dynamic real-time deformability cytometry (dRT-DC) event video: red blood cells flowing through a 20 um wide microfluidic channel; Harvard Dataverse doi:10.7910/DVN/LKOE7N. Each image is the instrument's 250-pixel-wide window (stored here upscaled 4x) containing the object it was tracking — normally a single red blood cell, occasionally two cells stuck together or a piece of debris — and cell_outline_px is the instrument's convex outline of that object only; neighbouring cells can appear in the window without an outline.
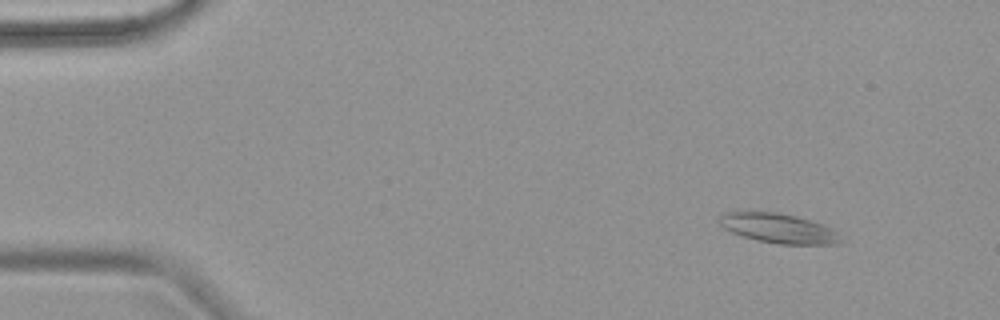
{"species": "common noctule bat (a hibernating species)", "species_latin": "Nyctalus noctula", "temperature_condition": "warm", "stored_images_in_passage": 8, "camera_frame_rate_fps": 3000, "um_per_image_px": 0.085, "animal": {"sex": "female", "body_mass_g": 18.4}, "frame": {"image": 1, "passage_image": 1, "time_ms": 0.0, "image_size_px": [1000, 320], "cell_outline_px": [[840, 240], [836, 244], [780, 244], [756, 240], [732, 232], [724, 228], [720, 224], [720, 216], [724, 212], [776, 212], [796, 216], [832, 228], [836, 232]], "centroid_in_image_um": [66.14, 19.4], "position_along_channel_um": 18.9, "area_um2": 20.46}}
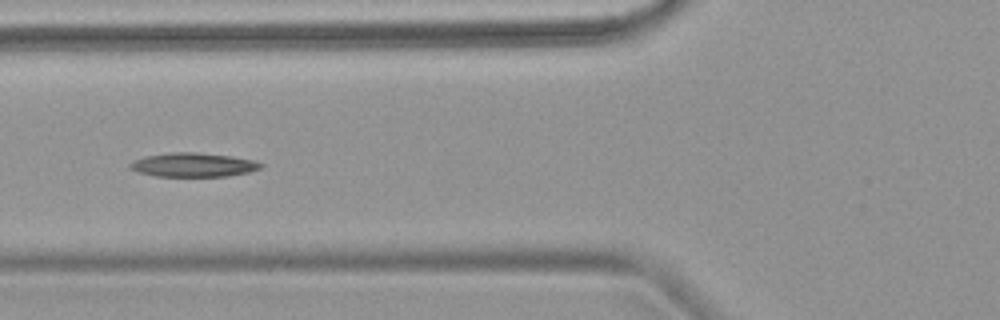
{"frame": {"image": 2, "passage_image": 5, "time_ms": 5.0, "image_size_px": [1000, 320], "cell_outline_px": [[264, 164], [260, 168], [248, 172], [228, 176], [156, 176], [140, 172], [128, 168], [128, 164], [144, 156], [172, 152], [192, 152], [232, 156], [252, 160]], "centroid_in_image_um": [16.41, 14.01], "position_along_channel_um": 109.4, "area_um2": 18.09}}
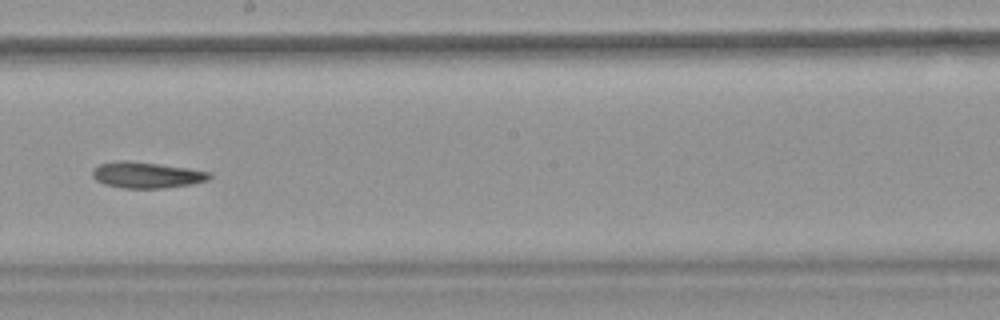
{"frame": {"image": 3, "passage_image": 8, "time_ms": 8.333, "image_size_px": [1000, 320], "cell_outline_px": [[212, 176], [208, 180], [192, 184], [160, 188], [124, 188], [104, 184], [96, 180], [92, 176], [92, 168], [100, 164], [120, 160], [128, 160], [212, 172]], "centroid_in_image_um": [12.43, 14.88], "position_along_channel_um": 235.8, "area_um2": 17.63}}